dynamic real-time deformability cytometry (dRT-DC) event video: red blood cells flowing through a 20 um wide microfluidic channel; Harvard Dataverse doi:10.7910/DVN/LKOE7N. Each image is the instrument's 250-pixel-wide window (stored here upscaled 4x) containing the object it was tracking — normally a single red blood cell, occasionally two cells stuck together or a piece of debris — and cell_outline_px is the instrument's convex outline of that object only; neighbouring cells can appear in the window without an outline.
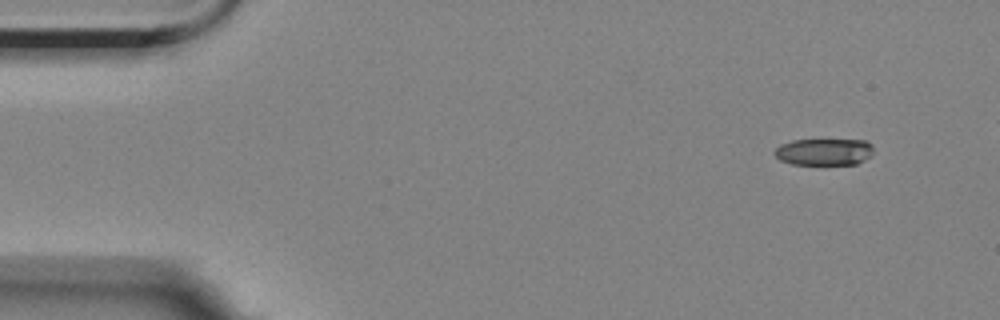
{"species": "Egyptian fruit bat (a non-hibernating species)", "species_latin": "Rousettus aegyptiacus", "temperature_condition": "room temperature", "stored_images_in_passage": 5, "camera_frame_rate_fps": 3000, "um_per_image_px": 0.085, "animal": {"sex": "female"}, "frame": {"image": 1, "passage_image": 1, "time_ms": 0.0, "image_size_px": [1000, 320], "cell_outline_px": [[872, 156], [856, 164], [792, 164], [780, 160], [772, 152], [780, 144], [792, 140], [864, 140], [872, 144]], "centroid_in_image_um": [70.04, 12.9], "position_along_channel_um": 15.0, "area_um2": 15.49}}